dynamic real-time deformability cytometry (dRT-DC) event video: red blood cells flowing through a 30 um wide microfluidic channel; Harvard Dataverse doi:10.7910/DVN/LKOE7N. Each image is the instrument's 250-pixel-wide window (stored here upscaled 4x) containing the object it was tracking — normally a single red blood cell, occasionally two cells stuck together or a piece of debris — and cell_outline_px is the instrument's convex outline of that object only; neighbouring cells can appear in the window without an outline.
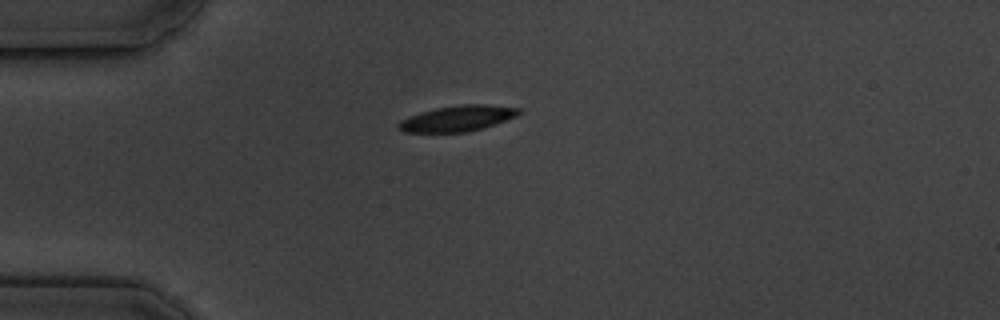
{"species": "common noctule bat (a hibernating species)", "species_latin": "Nyctalus noctula", "temperature_condition": "cold", "stored_images_in_passage": 8, "camera_frame_rate_fps": 3000, "um_per_image_px": 0.085, "animal": {"sex": "male", "body_mass_g": 19.5, "forearm_length_mm": 54.6}, "frame": {"image": 1, "passage_image": 1, "time_ms": 0.0, "image_size_px": [1000, 320], "cell_outline_px": [[520, 112], [516, 116], [484, 128], [464, 132], [404, 132], [396, 128], [396, 124], [400, 120], [408, 116], [420, 112], [436, 108], [460, 104], [488, 104], [520, 108]], "centroid_in_image_um": [38.84, 10.06], "position_along_channel_um": 46.2, "area_um2": 18.15}}
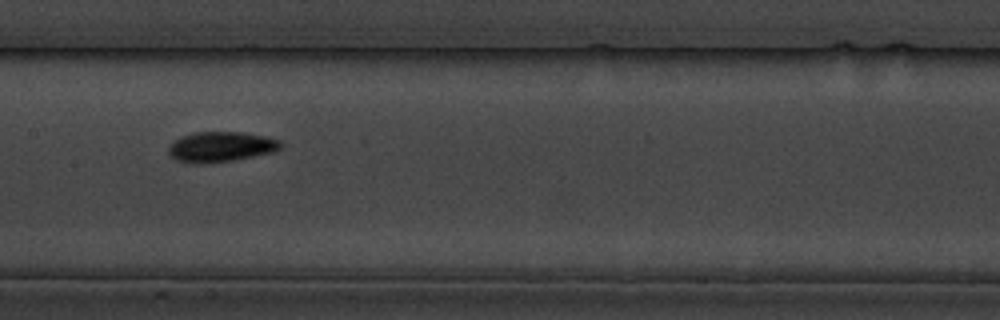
{"frame": {"image": 2, "passage_image": 5, "time_ms": 4.667, "image_size_px": [1000, 320], "cell_outline_px": [[284, 144], [276, 152], [232, 160], [208, 164], [188, 164], [176, 160], [168, 152], [168, 144], [172, 140], [196, 132], [244, 132], [268, 136], [280, 140]], "centroid_in_image_um": [18.78, 12.49], "position_along_channel_um": 188.6, "area_um2": 20.23}}